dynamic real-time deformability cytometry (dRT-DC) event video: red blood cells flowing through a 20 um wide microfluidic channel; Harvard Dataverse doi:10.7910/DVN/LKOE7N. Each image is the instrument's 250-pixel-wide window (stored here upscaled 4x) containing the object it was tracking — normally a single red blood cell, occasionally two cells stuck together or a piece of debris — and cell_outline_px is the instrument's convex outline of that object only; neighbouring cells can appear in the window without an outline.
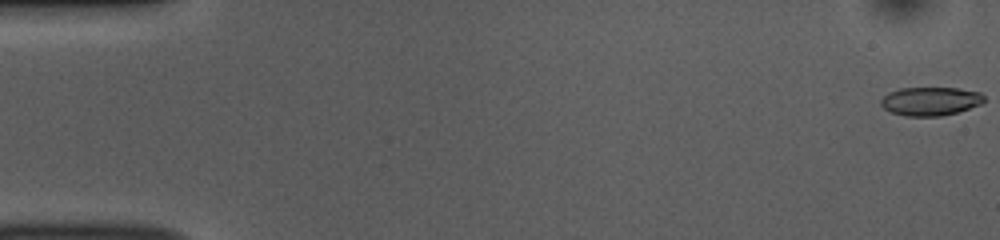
{"species": "common noctule bat (a hibernating species)", "species_latin": "Nyctalus noctula", "temperature_condition": "room temperature", "stored_images_in_passage": 54, "camera_frame_rate_fps": 3000, "um_per_image_px": 0.085, "animal": {"sex": "female", "body_mass_g": 10.0, "forearm_length_mm": 53.1}, "frame": {"image": 1, "passage_image": 1, "time_ms": 0.0, "image_size_px": [1000, 240], "cell_outline_px": [[984, 100], [980, 104], [956, 112], [940, 116], [904, 116], [892, 112], [884, 108], [880, 104], [880, 100], [888, 92], [900, 88], [960, 88], [980, 92], [984, 96]], "centroid_in_image_um": [79.06, 8.59], "position_along_channel_um": 5.9, "area_um2": 17.11}}
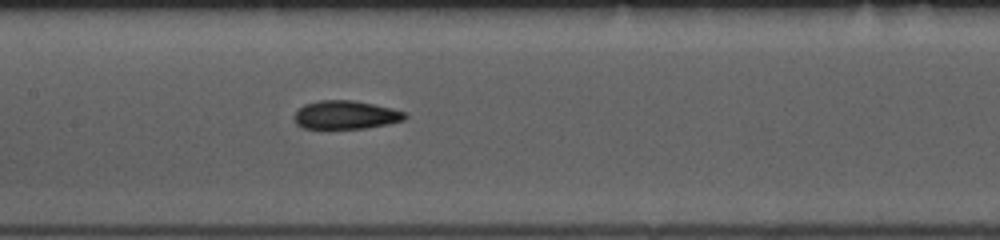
{"frame": {"image": 2, "passage_image": 26, "time_ms": 8.333, "image_size_px": [1000, 240], "cell_outline_px": [[408, 116], [404, 120], [388, 124], [364, 128], [304, 128], [296, 124], [292, 116], [304, 104], [320, 100], [352, 100], [392, 108], [404, 112]], "centroid_in_image_um": [29.37, 9.76], "position_along_channel_um": 178.0, "area_um2": 18.26}}
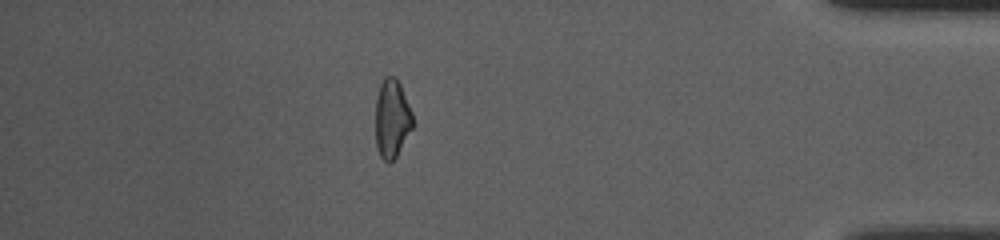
{"frame": {"image": 3, "passage_image": 47, "time_ms": 15.333, "image_size_px": [1000, 240], "cell_outline_px": [[412, 128], [396, 156], [388, 164], [380, 156], [376, 144], [376, 96], [380, 84], [384, 76], [396, 76], [400, 84], [412, 112]], "centroid_in_image_um": [33.3, 10.05], "position_along_channel_um": 401.9, "area_um2": 16.94}, "authors_computed_cell_mechanics": {"area_um2": 18.1203, "velocity_mm_per_s": 3.7892, "shape_relaxation_time_tau1_ms": 5.8286, "shape_relaxation_time_tau2_ms": 3.027, "deformation_change_tau1": 0.1394, "deformation_change_tau2": 0.102}}